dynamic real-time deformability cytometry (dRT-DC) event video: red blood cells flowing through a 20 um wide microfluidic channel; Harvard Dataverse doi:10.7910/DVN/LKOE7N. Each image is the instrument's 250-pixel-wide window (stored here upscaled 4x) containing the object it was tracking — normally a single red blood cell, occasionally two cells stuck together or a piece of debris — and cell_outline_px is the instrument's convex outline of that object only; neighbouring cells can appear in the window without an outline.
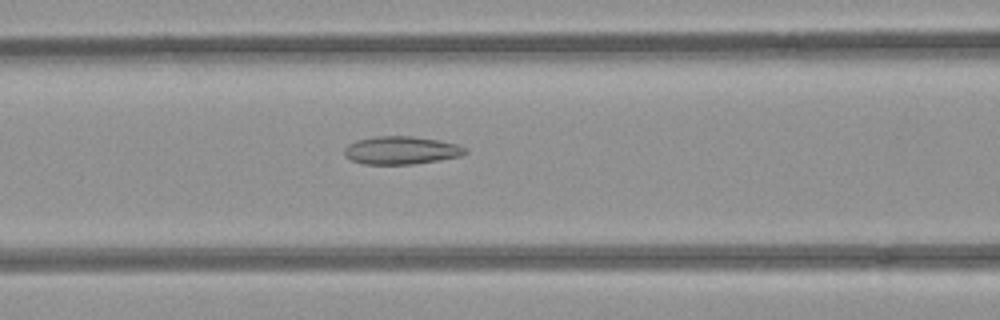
{"species": "common noctule bat (a hibernating species)", "species_latin": "Nyctalus noctula", "temperature_condition": "room temperature", "stored_images_in_passage": 52, "camera_frame_rate_fps": 3000, "um_per_image_px": 0.085, "animal": {"sex": "female", "body_mass_g": 21.9}, "frame": {"image": 1, "passage_image": 22, "time_ms": 7.0, "image_size_px": [1000, 320], "cell_outline_px": [[468, 152], [460, 156], [440, 160], [412, 164], [364, 164], [352, 160], [344, 156], [344, 148], [348, 144], [356, 140], [376, 136], [412, 136], [440, 140], [456, 144], [464, 148]], "centroid_in_image_um": [34.08, 12.77], "position_along_channel_um": 132.5, "area_um2": 19.71}}
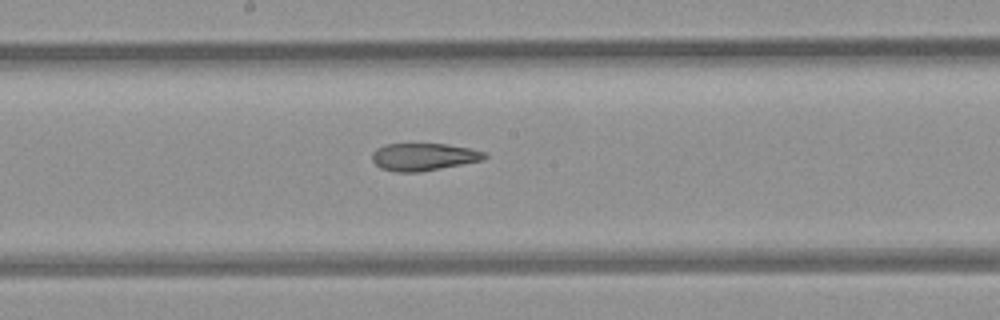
{"frame": {"image": 2, "passage_image": 28, "time_ms": 9.0, "image_size_px": [1000, 320], "cell_outline_px": [[488, 156], [484, 160], [420, 172], [396, 172], [380, 168], [372, 160], [372, 152], [376, 148], [384, 144], [448, 144], [488, 152]], "centroid_in_image_um": [36.02, 13.33], "position_along_channel_um": 212.2, "area_um2": 18.15}}
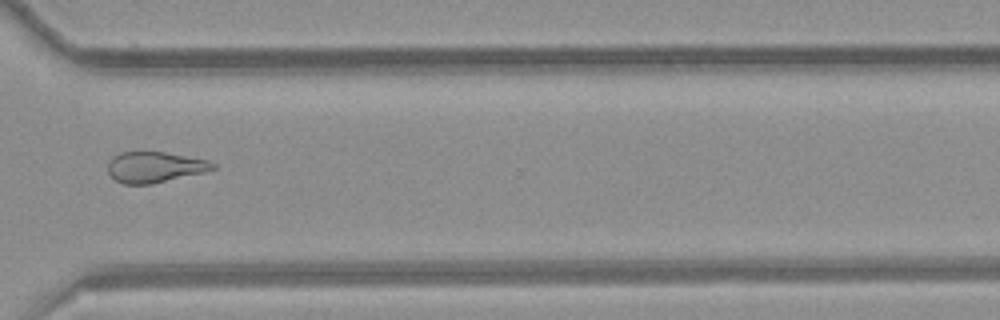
{"frame": {"image": 3, "passage_image": 39, "time_ms": 12.667, "image_size_px": [1000, 320], "cell_outline_px": [[216, 168], [204, 172], [152, 184], [124, 184], [116, 180], [108, 172], [108, 160], [112, 156], [120, 152], [164, 152], [208, 160], [216, 164]], "centroid_in_image_um": [13.14, 14.2], "position_along_channel_um": 357.5, "area_um2": 18.79}, "authors_computed_cell_mechanics": {"area_um2": 20.3167, "velocity_mm_per_s": 3.9729, "shape_relaxation_time_tau1_ms": null, "shape_relaxation_time_tau2_ms": 2.9409, "deformation_change_tau1": null, "deformation_change_tau2": 0.1158}}